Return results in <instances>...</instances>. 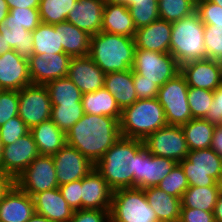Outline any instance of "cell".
Here are the masks:
<instances>
[{
  "instance_id": "cell-18",
  "label": "cell",
  "mask_w": 222,
  "mask_h": 222,
  "mask_svg": "<svg viewBox=\"0 0 222 222\" xmlns=\"http://www.w3.org/2000/svg\"><path fill=\"white\" fill-rule=\"evenodd\" d=\"M29 61L14 50L0 56V88L2 90H21L31 85Z\"/></svg>"
},
{
  "instance_id": "cell-16",
  "label": "cell",
  "mask_w": 222,
  "mask_h": 222,
  "mask_svg": "<svg viewBox=\"0 0 222 222\" xmlns=\"http://www.w3.org/2000/svg\"><path fill=\"white\" fill-rule=\"evenodd\" d=\"M71 58L66 53L33 54L28 59L31 83L46 85L50 81L66 77Z\"/></svg>"
},
{
  "instance_id": "cell-1",
  "label": "cell",
  "mask_w": 222,
  "mask_h": 222,
  "mask_svg": "<svg viewBox=\"0 0 222 222\" xmlns=\"http://www.w3.org/2000/svg\"><path fill=\"white\" fill-rule=\"evenodd\" d=\"M120 136L118 119L106 115L84 114L66 132V144L76 148L95 165Z\"/></svg>"
},
{
  "instance_id": "cell-23",
  "label": "cell",
  "mask_w": 222,
  "mask_h": 222,
  "mask_svg": "<svg viewBox=\"0 0 222 222\" xmlns=\"http://www.w3.org/2000/svg\"><path fill=\"white\" fill-rule=\"evenodd\" d=\"M34 213L33 198L16 185L0 200V222H26Z\"/></svg>"
},
{
  "instance_id": "cell-28",
  "label": "cell",
  "mask_w": 222,
  "mask_h": 222,
  "mask_svg": "<svg viewBox=\"0 0 222 222\" xmlns=\"http://www.w3.org/2000/svg\"><path fill=\"white\" fill-rule=\"evenodd\" d=\"M59 32L60 44L64 53L70 57L89 55L90 35L68 21L54 24Z\"/></svg>"
},
{
  "instance_id": "cell-42",
  "label": "cell",
  "mask_w": 222,
  "mask_h": 222,
  "mask_svg": "<svg viewBox=\"0 0 222 222\" xmlns=\"http://www.w3.org/2000/svg\"><path fill=\"white\" fill-rule=\"evenodd\" d=\"M157 187L167 194L181 199L186 189L189 187L181 165L177 163L171 172L161 180Z\"/></svg>"
},
{
  "instance_id": "cell-6",
  "label": "cell",
  "mask_w": 222,
  "mask_h": 222,
  "mask_svg": "<svg viewBox=\"0 0 222 222\" xmlns=\"http://www.w3.org/2000/svg\"><path fill=\"white\" fill-rule=\"evenodd\" d=\"M109 212L110 222H158L144 190L139 188L113 191Z\"/></svg>"
},
{
  "instance_id": "cell-21",
  "label": "cell",
  "mask_w": 222,
  "mask_h": 222,
  "mask_svg": "<svg viewBox=\"0 0 222 222\" xmlns=\"http://www.w3.org/2000/svg\"><path fill=\"white\" fill-rule=\"evenodd\" d=\"M172 23L157 19L136 29L134 36L136 49H145L160 53H170Z\"/></svg>"
},
{
  "instance_id": "cell-29",
  "label": "cell",
  "mask_w": 222,
  "mask_h": 222,
  "mask_svg": "<svg viewBox=\"0 0 222 222\" xmlns=\"http://www.w3.org/2000/svg\"><path fill=\"white\" fill-rule=\"evenodd\" d=\"M40 155H54L66 144V133L51 120L30 129Z\"/></svg>"
},
{
  "instance_id": "cell-48",
  "label": "cell",
  "mask_w": 222,
  "mask_h": 222,
  "mask_svg": "<svg viewBox=\"0 0 222 222\" xmlns=\"http://www.w3.org/2000/svg\"><path fill=\"white\" fill-rule=\"evenodd\" d=\"M133 83L138 99L157 98L159 86L134 71Z\"/></svg>"
},
{
  "instance_id": "cell-62",
  "label": "cell",
  "mask_w": 222,
  "mask_h": 222,
  "mask_svg": "<svg viewBox=\"0 0 222 222\" xmlns=\"http://www.w3.org/2000/svg\"><path fill=\"white\" fill-rule=\"evenodd\" d=\"M2 151H3V146H2V142L0 141V164H1V159H2Z\"/></svg>"
},
{
  "instance_id": "cell-61",
  "label": "cell",
  "mask_w": 222,
  "mask_h": 222,
  "mask_svg": "<svg viewBox=\"0 0 222 222\" xmlns=\"http://www.w3.org/2000/svg\"><path fill=\"white\" fill-rule=\"evenodd\" d=\"M222 7V0H208Z\"/></svg>"
},
{
  "instance_id": "cell-7",
  "label": "cell",
  "mask_w": 222,
  "mask_h": 222,
  "mask_svg": "<svg viewBox=\"0 0 222 222\" xmlns=\"http://www.w3.org/2000/svg\"><path fill=\"white\" fill-rule=\"evenodd\" d=\"M188 88L181 72L159 87L157 99L165 111L167 125L181 126L192 119L187 100Z\"/></svg>"
},
{
  "instance_id": "cell-39",
  "label": "cell",
  "mask_w": 222,
  "mask_h": 222,
  "mask_svg": "<svg viewBox=\"0 0 222 222\" xmlns=\"http://www.w3.org/2000/svg\"><path fill=\"white\" fill-rule=\"evenodd\" d=\"M3 24L7 28L24 27L32 32L41 24L39 10L38 8L10 9Z\"/></svg>"
},
{
  "instance_id": "cell-9",
  "label": "cell",
  "mask_w": 222,
  "mask_h": 222,
  "mask_svg": "<svg viewBox=\"0 0 222 222\" xmlns=\"http://www.w3.org/2000/svg\"><path fill=\"white\" fill-rule=\"evenodd\" d=\"M132 70L161 87L180 72V66L170 53L136 49Z\"/></svg>"
},
{
  "instance_id": "cell-45",
  "label": "cell",
  "mask_w": 222,
  "mask_h": 222,
  "mask_svg": "<svg viewBox=\"0 0 222 222\" xmlns=\"http://www.w3.org/2000/svg\"><path fill=\"white\" fill-rule=\"evenodd\" d=\"M19 91H0V126L12 117L18 116Z\"/></svg>"
},
{
  "instance_id": "cell-38",
  "label": "cell",
  "mask_w": 222,
  "mask_h": 222,
  "mask_svg": "<svg viewBox=\"0 0 222 222\" xmlns=\"http://www.w3.org/2000/svg\"><path fill=\"white\" fill-rule=\"evenodd\" d=\"M196 11L192 0H158L159 18L167 22H176Z\"/></svg>"
},
{
  "instance_id": "cell-63",
  "label": "cell",
  "mask_w": 222,
  "mask_h": 222,
  "mask_svg": "<svg viewBox=\"0 0 222 222\" xmlns=\"http://www.w3.org/2000/svg\"><path fill=\"white\" fill-rule=\"evenodd\" d=\"M195 4H197L198 2H201L203 0H192Z\"/></svg>"
},
{
  "instance_id": "cell-37",
  "label": "cell",
  "mask_w": 222,
  "mask_h": 222,
  "mask_svg": "<svg viewBox=\"0 0 222 222\" xmlns=\"http://www.w3.org/2000/svg\"><path fill=\"white\" fill-rule=\"evenodd\" d=\"M84 114L82 102L52 105L51 120L66 133Z\"/></svg>"
},
{
  "instance_id": "cell-26",
  "label": "cell",
  "mask_w": 222,
  "mask_h": 222,
  "mask_svg": "<svg viewBox=\"0 0 222 222\" xmlns=\"http://www.w3.org/2000/svg\"><path fill=\"white\" fill-rule=\"evenodd\" d=\"M148 204L156 213L158 222H179L181 199L156 187L144 188Z\"/></svg>"
},
{
  "instance_id": "cell-41",
  "label": "cell",
  "mask_w": 222,
  "mask_h": 222,
  "mask_svg": "<svg viewBox=\"0 0 222 222\" xmlns=\"http://www.w3.org/2000/svg\"><path fill=\"white\" fill-rule=\"evenodd\" d=\"M214 99V91L202 88H188V105L192 118H204L210 110V105Z\"/></svg>"
},
{
  "instance_id": "cell-4",
  "label": "cell",
  "mask_w": 222,
  "mask_h": 222,
  "mask_svg": "<svg viewBox=\"0 0 222 222\" xmlns=\"http://www.w3.org/2000/svg\"><path fill=\"white\" fill-rule=\"evenodd\" d=\"M120 134L145 140L151 133L167 125L165 111L157 98L138 99L122 110Z\"/></svg>"
},
{
  "instance_id": "cell-24",
  "label": "cell",
  "mask_w": 222,
  "mask_h": 222,
  "mask_svg": "<svg viewBox=\"0 0 222 222\" xmlns=\"http://www.w3.org/2000/svg\"><path fill=\"white\" fill-rule=\"evenodd\" d=\"M35 213L52 222H69L74 210L68 205L59 188L46 190L33 197Z\"/></svg>"
},
{
  "instance_id": "cell-20",
  "label": "cell",
  "mask_w": 222,
  "mask_h": 222,
  "mask_svg": "<svg viewBox=\"0 0 222 222\" xmlns=\"http://www.w3.org/2000/svg\"><path fill=\"white\" fill-rule=\"evenodd\" d=\"M81 196V209L110 210L113 190L93 168L82 178Z\"/></svg>"
},
{
  "instance_id": "cell-35",
  "label": "cell",
  "mask_w": 222,
  "mask_h": 222,
  "mask_svg": "<svg viewBox=\"0 0 222 222\" xmlns=\"http://www.w3.org/2000/svg\"><path fill=\"white\" fill-rule=\"evenodd\" d=\"M0 33L5 35L9 46L21 57L29 59L33 55V35L24 27L7 28L0 24Z\"/></svg>"
},
{
  "instance_id": "cell-64",
  "label": "cell",
  "mask_w": 222,
  "mask_h": 222,
  "mask_svg": "<svg viewBox=\"0 0 222 222\" xmlns=\"http://www.w3.org/2000/svg\"><path fill=\"white\" fill-rule=\"evenodd\" d=\"M218 127L222 129V121H221V123L218 125Z\"/></svg>"
},
{
  "instance_id": "cell-5",
  "label": "cell",
  "mask_w": 222,
  "mask_h": 222,
  "mask_svg": "<svg viewBox=\"0 0 222 222\" xmlns=\"http://www.w3.org/2000/svg\"><path fill=\"white\" fill-rule=\"evenodd\" d=\"M204 29L197 11L172 23L170 54L179 66L206 59Z\"/></svg>"
},
{
  "instance_id": "cell-46",
  "label": "cell",
  "mask_w": 222,
  "mask_h": 222,
  "mask_svg": "<svg viewBox=\"0 0 222 222\" xmlns=\"http://www.w3.org/2000/svg\"><path fill=\"white\" fill-rule=\"evenodd\" d=\"M196 11L204 25L222 27V7L219 5L203 0L196 4Z\"/></svg>"
},
{
  "instance_id": "cell-8",
  "label": "cell",
  "mask_w": 222,
  "mask_h": 222,
  "mask_svg": "<svg viewBox=\"0 0 222 222\" xmlns=\"http://www.w3.org/2000/svg\"><path fill=\"white\" fill-rule=\"evenodd\" d=\"M179 164L189 186H217L216 180L222 173V158L211 148L189 151Z\"/></svg>"
},
{
  "instance_id": "cell-13",
  "label": "cell",
  "mask_w": 222,
  "mask_h": 222,
  "mask_svg": "<svg viewBox=\"0 0 222 222\" xmlns=\"http://www.w3.org/2000/svg\"><path fill=\"white\" fill-rule=\"evenodd\" d=\"M176 164L177 162L173 159L152 155L143 146L137 152L135 188L156 187L171 172Z\"/></svg>"
},
{
  "instance_id": "cell-55",
  "label": "cell",
  "mask_w": 222,
  "mask_h": 222,
  "mask_svg": "<svg viewBox=\"0 0 222 222\" xmlns=\"http://www.w3.org/2000/svg\"><path fill=\"white\" fill-rule=\"evenodd\" d=\"M213 213H214L215 221L222 222V193H219Z\"/></svg>"
},
{
  "instance_id": "cell-19",
  "label": "cell",
  "mask_w": 222,
  "mask_h": 222,
  "mask_svg": "<svg viewBox=\"0 0 222 222\" xmlns=\"http://www.w3.org/2000/svg\"><path fill=\"white\" fill-rule=\"evenodd\" d=\"M67 77L82 94L91 93L104 87L105 73L88 56L72 57Z\"/></svg>"
},
{
  "instance_id": "cell-17",
  "label": "cell",
  "mask_w": 222,
  "mask_h": 222,
  "mask_svg": "<svg viewBox=\"0 0 222 222\" xmlns=\"http://www.w3.org/2000/svg\"><path fill=\"white\" fill-rule=\"evenodd\" d=\"M187 85L215 91L222 85V62L212 59L191 61L180 66Z\"/></svg>"
},
{
  "instance_id": "cell-56",
  "label": "cell",
  "mask_w": 222,
  "mask_h": 222,
  "mask_svg": "<svg viewBox=\"0 0 222 222\" xmlns=\"http://www.w3.org/2000/svg\"><path fill=\"white\" fill-rule=\"evenodd\" d=\"M9 7L5 0H0V24H2L9 13Z\"/></svg>"
},
{
  "instance_id": "cell-49",
  "label": "cell",
  "mask_w": 222,
  "mask_h": 222,
  "mask_svg": "<svg viewBox=\"0 0 222 222\" xmlns=\"http://www.w3.org/2000/svg\"><path fill=\"white\" fill-rule=\"evenodd\" d=\"M110 210L80 209L74 211L69 222H110Z\"/></svg>"
},
{
  "instance_id": "cell-32",
  "label": "cell",
  "mask_w": 222,
  "mask_h": 222,
  "mask_svg": "<svg viewBox=\"0 0 222 222\" xmlns=\"http://www.w3.org/2000/svg\"><path fill=\"white\" fill-rule=\"evenodd\" d=\"M219 193L217 186H189L181 198V208L214 212Z\"/></svg>"
},
{
  "instance_id": "cell-60",
  "label": "cell",
  "mask_w": 222,
  "mask_h": 222,
  "mask_svg": "<svg viewBox=\"0 0 222 222\" xmlns=\"http://www.w3.org/2000/svg\"><path fill=\"white\" fill-rule=\"evenodd\" d=\"M216 185L220 193H222V173L218 176L216 180Z\"/></svg>"
},
{
  "instance_id": "cell-44",
  "label": "cell",
  "mask_w": 222,
  "mask_h": 222,
  "mask_svg": "<svg viewBox=\"0 0 222 222\" xmlns=\"http://www.w3.org/2000/svg\"><path fill=\"white\" fill-rule=\"evenodd\" d=\"M30 131L24 121L15 116L0 126V141L2 146L10 145Z\"/></svg>"
},
{
  "instance_id": "cell-54",
  "label": "cell",
  "mask_w": 222,
  "mask_h": 222,
  "mask_svg": "<svg viewBox=\"0 0 222 222\" xmlns=\"http://www.w3.org/2000/svg\"><path fill=\"white\" fill-rule=\"evenodd\" d=\"M210 148L222 158V129L215 127Z\"/></svg>"
},
{
  "instance_id": "cell-59",
  "label": "cell",
  "mask_w": 222,
  "mask_h": 222,
  "mask_svg": "<svg viewBox=\"0 0 222 222\" xmlns=\"http://www.w3.org/2000/svg\"><path fill=\"white\" fill-rule=\"evenodd\" d=\"M26 222H52V221H50L48 218L44 216L34 213L33 216Z\"/></svg>"
},
{
  "instance_id": "cell-50",
  "label": "cell",
  "mask_w": 222,
  "mask_h": 222,
  "mask_svg": "<svg viewBox=\"0 0 222 222\" xmlns=\"http://www.w3.org/2000/svg\"><path fill=\"white\" fill-rule=\"evenodd\" d=\"M179 222H216L214 213L201 209L181 208Z\"/></svg>"
},
{
  "instance_id": "cell-30",
  "label": "cell",
  "mask_w": 222,
  "mask_h": 222,
  "mask_svg": "<svg viewBox=\"0 0 222 222\" xmlns=\"http://www.w3.org/2000/svg\"><path fill=\"white\" fill-rule=\"evenodd\" d=\"M81 102L85 114L106 115L120 121L122 110L113 95L104 87L82 94Z\"/></svg>"
},
{
  "instance_id": "cell-14",
  "label": "cell",
  "mask_w": 222,
  "mask_h": 222,
  "mask_svg": "<svg viewBox=\"0 0 222 222\" xmlns=\"http://www.w3.org/2000/svg\"><path fill=\"white\" fill-rule=\"evenodd\" d=\"M39 155L37 145L29 131L16 142L3 146L0 168L16 179Z\"/></svg>"
},
{
  "instance_id": "cell-25",
  "label": "cell",
  "mask_w": 222,
  "mask_h": 222,
  "mask_svg": "<svg viewBox=\"0 0 222 222\" xmlns=\"http://www.w3.org/2000/svg\"><path fill=\"white\" fill-rule=\"evenodd\" d=\"M104 88L113 95L121 110L138 100L132 69L105 74Z\"/></svg>"
},
{
  "instance_id": "cell-12",
  "label": "cell",
  "mask_w": 222,
  "mask_h": 222,
  "mask_svg": "<svg viewBox=\"0 0 222 222\" xmlns=\"http://www.w3.org/2000/svg\"><path fill=\"white\" fill-rule=\"evenodd\" d=\"M143 142L152 155L170 158L177 163L184 160L189 152L184 132L178 125H166L151 133Z\"/></svg>"
},
{
  "instance_id": "cell-36",
  "label": "cell",
  "mask_w": 222,
  "mask_h": 222,
  "mask_svg": "<svg viewBox=\"0 0 222 222\" xmlns=\"http://www.w3.org/2000/svg\"><path fill=\"white\" fill-rule=\"evenodd\" d=\"M77 0H41L39 13L41 23L54 25L66 21Z\"/></svg>"
},
{
  "instance_id": "cell-15",
  "label": "cell",
  "mask_w": 222,
  "mask_h": 222,
  "mask_svg": "<svg viewBox=\"0 0 222 222\" xmlns=\"http://www.w3.org/2000/svg\"><path fill=\"white\" fill-rule=\"evenodd\" d=\"M52 157L59 186L84 178L94 168L93 163L68 144Z\"/></svg>"
},
{
  "instance_id": "cell-47",
  "label": "cell",
  "mask_w": 222,
  "mask_h": 222,
  "mask_svg": "<svg viewBox=\"0 0 222 222\" xmlns=\"http://www.w3.org/2000/svg\"><path fill=\"white\" fill-rule=\"evenodd\" d=\"M81 187L82 179L58 187L62 196L74 211L81 209Z\"/></svg>"
},
{
  "instance_id": "cell-3",
  "label": "cell",
  "mask_w": 222,
  "mask_h": 222,
  "mask_svg": "<svg viewBox=\"0 0 222 222\" xmlns=\"http://www.w3.org/2000/svg\"><path fill=\"white\" fill-rule=\"evenodd\" d=\"M135 51L128 36L100 31L90 37L89 56L105 74L132 69Z\"/></svg>"
},
{
  "instance_id": "cell-22",
  "label": "cell",
  "mask_w": 222,
  "mask_h": 222,
  "mask_svg": "<svg viewBox=\"0 0 222 222\" xmlns=\"http://www.w3.org/2000/svg\"><path fill=\"white\" fill-rule=\"evenodd\" d=\"M104 5L103 0H77L66 21L93 36L102 31Z\"/></svg>"
},
{
  "instance_id": "cell-43",
  "label": "cell",
  "mask_w": 222,
  "mask_h": 222,
  "mask_svg": "<svg viewBox=\"0 0 222 222\" xmlns=\"http://www.w3.org/2000/svg\"><path fill=\"white\" fill-rule=\"evenodd\" d=\"M204 44L206 59L222 62V27L205 25Z\"/></svg>"
},
{
  "instance_id": "cell-58",
  "label": "cell",
  "mask_w": 222,
  "mask_h": 222,
  "mask_svg": "<svg viewBox=\"0 0 222 222\" xmlns=\"http://www.w3.org/2000/svg\"><path fill=\"white\" fill-rule=\"evenodd\" d=\"M105 4H117L131 6L135 3V0H103Z\"/></svg>"
},
{
  "instance_id": "cell-52",
  "label": "cell",
  "mask_w": 222,
  "mask_h": 222,
  "mask_svg": "<svg viewBox=\"0 0 222 222\" xmlns=\"http://www.w3.org/2000/svg\"><path fill=\"white\" fill-rule=\"evenodd\" d=\"M15 185V179L0 168V200L11 190Z\"/></svg>"
},
{
  "instance_id": "cell-10",
  "label": "cell",
  "mask_w": 222,
  "mask_h": 222,
  "mask_svg": "<svg viewBox=\"0 0 222 222\" xmlns=\"http://www.w3.org/2000/svg\"><path fill=\"white\" fill-rule=\"evenodd\" d=\"M15 185L33 197L59 187L52 155H39L15 179Z\"/></svg>"
},
{
  "instance_id": "cell-57",
  "label": "cell",
  "mask_w": 222,
  "mask_h": 222,
  "mask_svg": "<svg viewBox=\"0 0 222 222\" xmlns=\"http://www.w3.org/2000/svg\"><path fill=\"white\" fill-rule=\"evenodd\" d=\"M13 50L7 40L5 39V35H1L0 33V56L4 55L6 52Z\"/></svg>"
},
{
  "instance_id": "cell-53",
  "label": "cell",
  "mask_w": 222,
  "mask_h": 222,
  "mask_svg": "<svg viewBox=\"0 0 222 222\" xmlns=\"http://www.w3.org/2000/svg\"><path fill=\"white\" fill-rule=\"evenodd\" d=\"M9 9L13 8H38L39 0H5Z\"/></svg>"
},
{
  "instance_id": "cell-51",
  "label": "cell",
  "mask_w": 222,
  "mask_h": 222,
  "mask_svg": "<svg viewBox=\"0 0 222 222\" xmlns=\"http://www.w3.org/2000/svg\"><path fill=\"white\" fill-rule=\"evenodd\" d=\"M218 126L222 121V85L214 91V99L210 105V110L203 118Z\"/></svg>"
},
{
  "instance_id": "cell-31",
  "label": "cell",
  "mask_w": 222,
  "mask_h": 222,
  "mask_svg": "<svg viewBox=\"0 0 222 222\" xmlns=\"http://www.w3.org/2000/svg\"><path fill=\"white\" fill-rule=\"evenodd\" d=\"M215 127L203 118H192L181 125L189 151L210 148Z\"/></svg>"
},
{
  "instance_id": "cell-34",
  "label": "cell",
  "mask_w": 222,
  "mask_h": 222,
  "mask_svg": "<svg viewBox=\"0 0 222 222\" xmlns=\"http://www.w3.org/2000/svg\"><path fill=\"white\" fill-rule=\"evenodd\" d=\"M45 86L52 105L81 102L82 100L81 91L67 76L50 81Z\"/></svg>"
},
{
  "instance_id": "cell-33",
  "label": "cell",
  "mask_w": 222,
  "mask_h": 222,
  "mask_svg": "<svg viewBox=\"0 0 222 222\" xmlns=\"http://www.w3.org/2000/svg\"><path fill=\"white\" fill-rule=\"evenodd\" d=\"M33 35V54L47 55L55 53H64L63 47L60 44L59 32L54 25L41 23L34 31Z\"/></svg>"
},
{
  "instance_id": "cell-27",
  "label": "cell",
  "mask_w": 222,
  "mask_h": 222,
  "mask_svg": "<svg viewBox=\"0 0 222 222\" xmlns=\"http://www.w3.org/2000/svg\"><path fill=\"white\" fill-rule=\"evenodd\" d=\"M102 31L134 38L136 27L126 5L105 4Z\"/></svg>"
},
{
  "instance_id": "cell-11",
  "label": "cell",
  "mask_w": 222,
  "mask_h": 222,
  "mask_svg": "<svg viewBox=\"0 0 222 222\" xmlns=\"http://www.w3.org/2000/svg\"><path fill=\"white\" fill-rule=\"evenodd\" d=\"M52 104L45 85L31 84L19 90L18 116L31 129L51 119Z\"/></svg>"
},
{
  "instance_id": "cell-40",
  "label": "cell",
  "mask_w": 222,
  "mask_h": 222,
  "mask_svg": "<svg viewBox=\"0 0 222 222\" xmlns=\"http://www.w3.org/2000/svg\"><path fill=\"white\" fill-rule=\"evenodd\" d=\"M128 9L136 29L148 26L159 19L158 0H135Z\"/></svg>"
},
{
  "instance_id": "cell-2",
  "label": "cell",
  "mask_w": 222,
  "mask_h": 222,
  "mask_svg": "<svg viewBox=\"0 0 222 222\" xmlns=\"http://www.w3.org/2000/svg\"><path fill=\"white\" fill-rule=\"evenodd\" d=\"M143 146L142 140L120 136L94 165L113 191L135 188L137 152Z\"/></svg>"
}]
</instances>
